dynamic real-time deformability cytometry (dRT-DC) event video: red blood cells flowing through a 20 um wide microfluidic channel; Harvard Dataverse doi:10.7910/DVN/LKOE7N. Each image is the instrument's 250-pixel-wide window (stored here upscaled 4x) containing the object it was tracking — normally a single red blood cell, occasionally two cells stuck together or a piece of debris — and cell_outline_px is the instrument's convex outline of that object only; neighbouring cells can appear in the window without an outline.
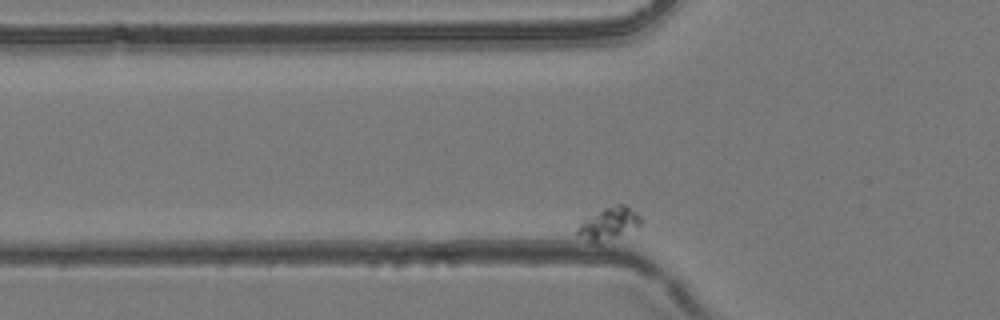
{"species": "common noctule bat (a hibernating species)", "species_latin": "Nyctalus noctula", "temperature_condition": "room temperature", "stored_images_in_passage": 30, "camera_frame_rate_fps": 3000, "um_per_image_px": 0.085, "animal": {"sex": "female", "body_mass_g": 24.6, "forearm_length_mm": 56.2}, "frame": {"image": 1, "passage_image": 2, "time_ms": 0.333, "image_size_px": [1000, 320], "cell_outline_px": [[640, 228], [600, 244], [592, 244], [576, 236], [576, 228], [580, 220], [584, 216], [604, 208], [616, 204], [624, 204], [636, 212], [640, 216]], "centroid_in_image_um": [51.67, 19.04], "position_along_channel_um": 74.1, "area_um2": 12.77}}
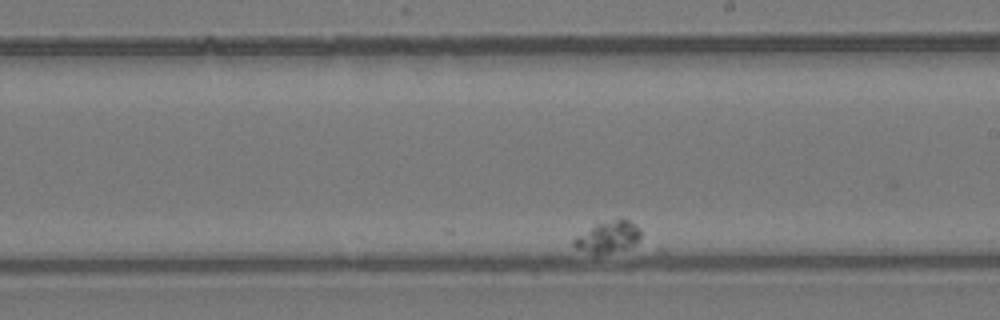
{"frame": {"image": 2, "passage_image": 18, "time_ms": 5.667, "image_size_px": [1000, 320], "cell_outline_px": [[640, 240], [636, 244], [624, 248], [608, 252], [588, 252], [576, 248], [572, 244], [572, 240], [576, 236], [596, 224], [620, 216], [636, 224], [640, 228]], "centroid_in_image_um": [51.72, 20.07], "position_along_channel_um": 237.3, "area_um2": 12.2}}
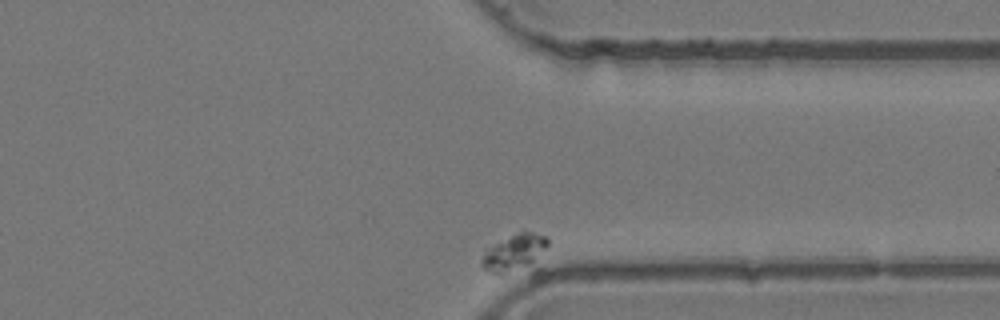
{"frame": {"image": 3, "passage_image": 30, "time_ms": 9.667, "image_size_px": [1000, 320], "cell_outline_px": [[548, 244], [528, 264], [500, 276], [488, 272], [480, 264], [480, 260], [484, 248], [520, 232], [532, 232], [544, 236], [548, 240]], "centroid_in_image_um": [43.56, 21.48], "position_along_channel_um": 367.8, "area_um2": 13.53}}